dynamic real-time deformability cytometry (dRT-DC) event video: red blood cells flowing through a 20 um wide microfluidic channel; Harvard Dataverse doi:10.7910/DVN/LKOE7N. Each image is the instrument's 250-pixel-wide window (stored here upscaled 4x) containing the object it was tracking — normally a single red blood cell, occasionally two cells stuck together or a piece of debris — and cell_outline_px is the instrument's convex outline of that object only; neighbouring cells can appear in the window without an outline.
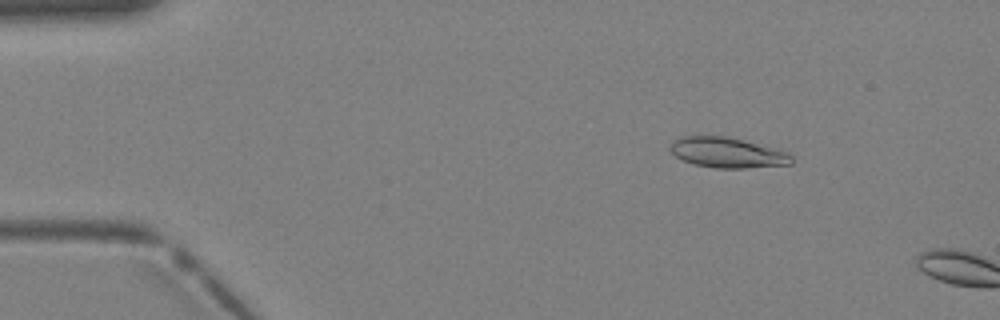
{"species": "Egyptian fruit bat (a non-hibernating species)", "species_latin": "Rousettus aegyptiacus", "temperature_condition": "warm", "stored_images_in_passage": 3, "camera_frame_rate_fps": 3000, "um_per_image_px": 0.085, "animal": {"sex": "female"}, "frame": {"image": 1, "passage_image": 2, "time_ms": 0.333, "image_size_px": [1000, 320], "cell_outline_px": [[792, 164], [744, 168], [716, 168], [692, 164], [676, 156], [668, 148], [672, 140], [680, 136], [728, 136], [780, 148], [788, 152], [792, 156]], "centroid_in_image_um": [61.85, 12.96], "position_along_channel_um": 23.2, "area_um2": 21.85}}